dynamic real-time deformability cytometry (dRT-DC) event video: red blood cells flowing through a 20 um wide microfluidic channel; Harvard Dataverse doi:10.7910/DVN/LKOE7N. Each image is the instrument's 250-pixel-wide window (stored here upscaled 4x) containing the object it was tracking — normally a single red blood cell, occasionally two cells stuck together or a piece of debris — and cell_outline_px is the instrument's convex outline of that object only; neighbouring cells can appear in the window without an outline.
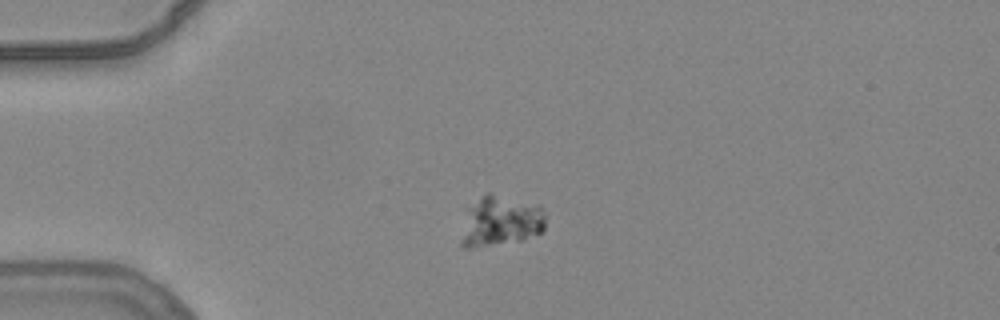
{"species": "common noctule bat (a hibernating species)", "species_latin": "Nyctalus noctula", "temperature_condition": "warm", "stored_images_in_passage": 45, "camera_frame_rate_fps": 3000, "um_per_image_px": 0.085, "animal": {"sex": "female", "body_mass_g": 24.6, "forearm_length_mm": 56.2}, "frame": {"image": 1, "passage_image": 4, "time_ms": 1.0, "image_size_px": [1000, 320], "cell_outline_px": [[544, 228], [540, 232], [524, 240], [468, 248], [464, 248], [460, 244], [460, 240], [464, 208], [480, 196], [488, 192], [492, 192], [540, 204], [544, 212]], "centroid_in_image_um": [42.49, 18.75], "position_along_channel_um": 42.5, "area_um2": 25.66}}
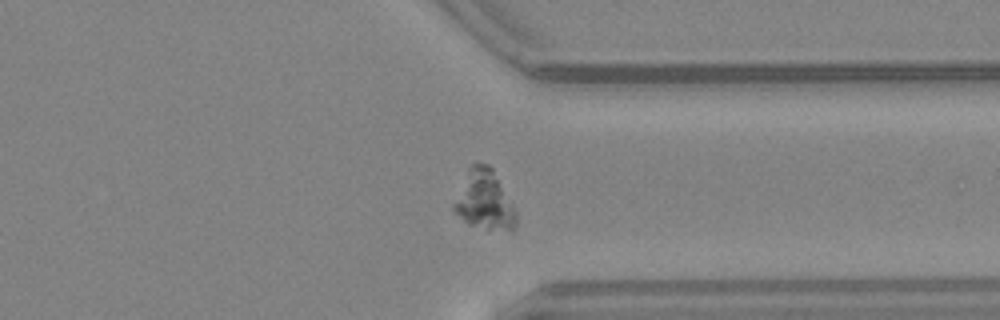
{"frame": {"image": 2, "passage_image": 33, "time_ms": 10.667, "image_size_px": [1000, 320], "cell_outline_px": [[516, 228], [512, 232], [488, 228], [468, 224], [452, 208], [452, 204], [468, 168], [476, 160], [488, 164], [492, 168], [512, 204], [516, 212]], "centroid_in_image_um": [41.17, 16.99], "position_along_channel_um": 370.2, "area_um2": 21.44}}
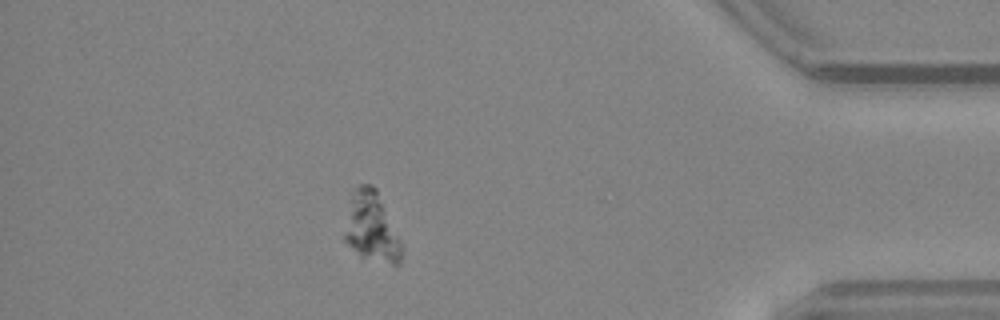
{"frame": {"image": 3, "passage_image": 39, "time_ms": 12.667, "image_size_px": [1000, 320], "cell_outline_px": [[400, 264], [396, 268], [360, 256], [344, 240], [344, 236], [352, 192], [360, 184], [372, 184], [376, 188], [400, 240]], "centroid_in_image_um": [31.59, 19.36], "position_along_channel_um": 403.6, "area_um2": 22.83}}